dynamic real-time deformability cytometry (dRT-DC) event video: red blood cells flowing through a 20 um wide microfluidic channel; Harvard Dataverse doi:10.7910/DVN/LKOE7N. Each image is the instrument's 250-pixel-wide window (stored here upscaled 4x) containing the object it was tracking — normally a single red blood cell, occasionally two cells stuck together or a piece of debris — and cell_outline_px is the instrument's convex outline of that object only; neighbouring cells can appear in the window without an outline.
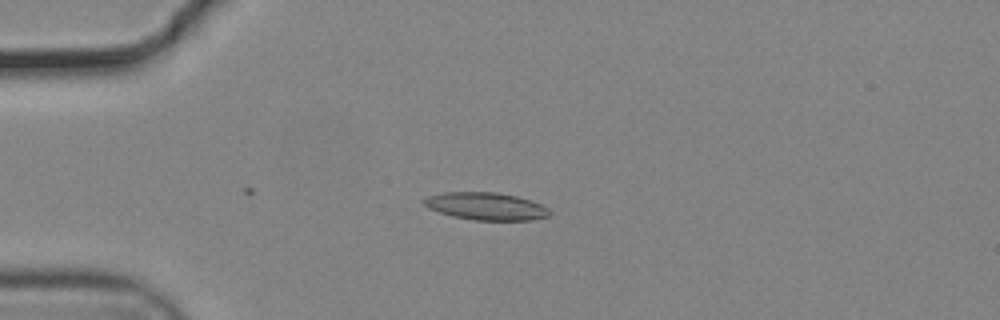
{"species": "common noctule bat (a hibernating species)", "species_latin": "Nyctalus noctula", "temperature_condition": "cold", "stored_images_in_passage": 20, "camera_frame_rate_fps": 3000, "um_per_image_px": 0.085, "animal": {"sex": "male", "body_mass_g": 19.2, "forearm_length_mm": 51.8}, "frame": {"image": 1, "passage_image": 7, "time_ms": 2.0, "image_size_px": [1000, 320], "cell_outline_px": [[552, 212], [548, 216], [532, 220], [476, 220], [452, 216], [428, 208], [420, 200], [428, 196], [440, 192], [496, 192], [516, 196], [532, 200], [548, 208]], "centroid_in_image_um": [41.3, 17.52], "position_along_channel_um": 43.7, "area_um2": 20.23}}
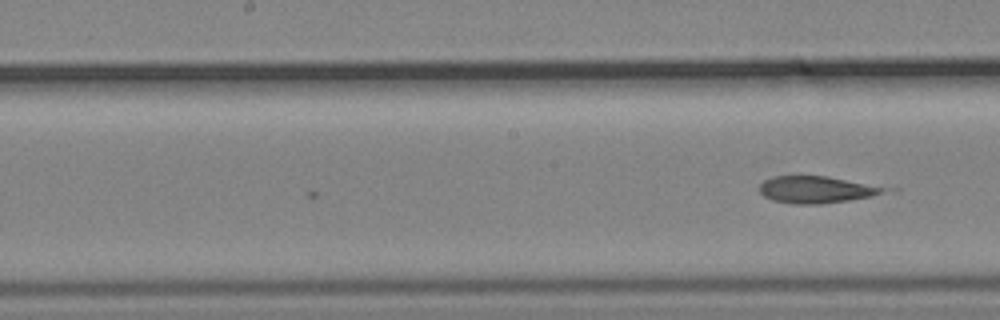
{"frame": {"image": 2, "passage_image": 20, "time_ms": 6.333, "image_size_px": [1000, 320], "cell_outline_px": [[900, 192], [848, 200], [820, 204], [796, 204], [772, 200], [764, 196], [760, 192], [760, 184], [764, 180], [772, 176], [828, 176], [900, 188]], "centroid_in_image_um": [69.66, 16.11], "position_along_channel_um": 178.5, "area_um2": 20.52}}